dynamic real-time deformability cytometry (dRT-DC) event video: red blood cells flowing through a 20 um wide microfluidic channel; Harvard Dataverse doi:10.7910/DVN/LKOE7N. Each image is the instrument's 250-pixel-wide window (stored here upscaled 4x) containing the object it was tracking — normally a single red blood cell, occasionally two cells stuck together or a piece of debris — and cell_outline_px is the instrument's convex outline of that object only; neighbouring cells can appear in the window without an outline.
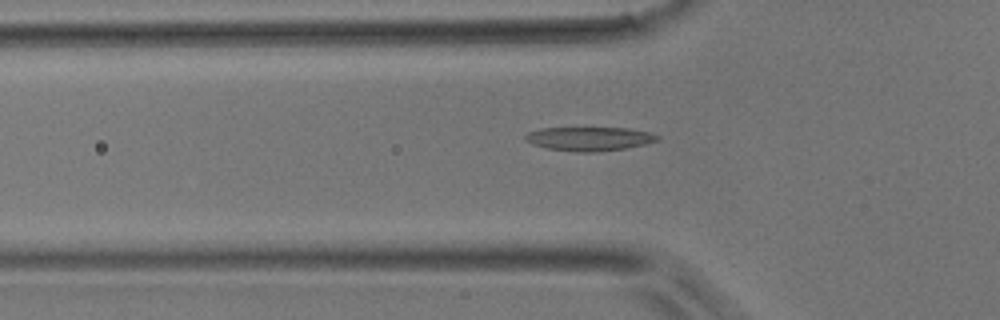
{"species": "common noctule bat (a hibernating species)", "species_latin": "Nyctalus noctula", "temperature_condition": "room temperature", "stored_images_in_passage": 35, "segment_of_instrument_passage": [1, 2], "camera_frame_rate_fps": 3000, "um_per_image_px": 0.085, "animal": {"sex": "male", "body_mass_g": 17.9}, "frame": {"image": 1, "passage_image": 2, "time_ms": 0.333, "image_size_px": [1000, 320], "cell_outline_px": [[660, 136], [656, 140], [644, 144], [624, 148], [596, 152], [576, 152], [548, 148], [532, 144], [524, 140], [524, 136], [528, 132], [540, 128], [628, 128], [648, 132]], "centroid_in_image_um": [50.04, 11.79], "position_along_channel_um": 75.8, "area_um2": 18.21}}
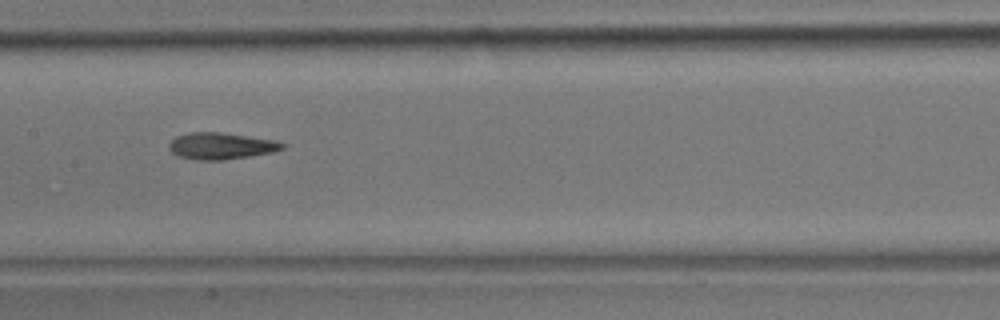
{"frame": {"image": 2, "passage_image": 10, "time_ms": 3.0, "image_size_px": [1000, 320], "cell_outline_px": [[284, 148], [272, 152], [224, 160], [196, 160], [176, 156], [168, 148], [168, 144], [176, 136], [188, 132], [224, 132], [276, 140], [284, 144]], "centroid_in_image_um": [18.75, 12.4], "position_along_channel_um": 188.7, "area_um2": 17.74}}
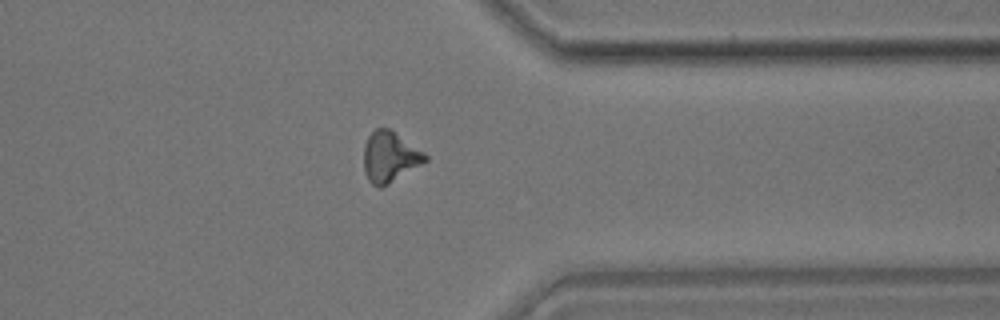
{"frame": {"image": 3, "passage_image": 24, "time_ms": 7.667, "image_size_px": [1000, 320], "cell_outline_px": [[428, 160], [388, 184], [380, 188], [372, 184], [368, 180], [364, 172], [364, 144], [368, 136], [376, 128], [388, 128], [424, 152], [428, 156]], "centroid_in_image_um": [33.11, 13.34], "position_along_channel_um": 378.3, "area_um2": 17.92}}